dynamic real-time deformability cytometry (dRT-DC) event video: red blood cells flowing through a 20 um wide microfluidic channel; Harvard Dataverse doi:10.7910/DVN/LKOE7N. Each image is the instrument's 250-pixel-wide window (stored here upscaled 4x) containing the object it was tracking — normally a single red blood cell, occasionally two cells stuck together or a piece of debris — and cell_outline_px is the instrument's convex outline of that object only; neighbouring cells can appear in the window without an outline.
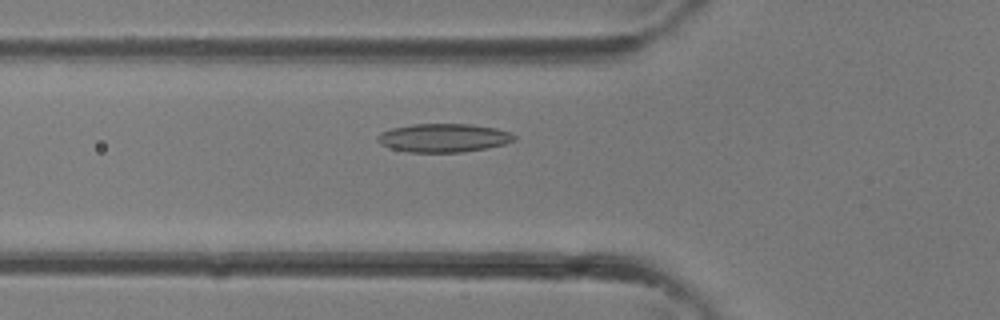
{"species": "common noctule bat (a hibernating species)", "species_latin": "Nyctalus noctula", "temperature_condition": "room temperature", "stored_images_in_passage": 30, "camera_frame_rate_fps": 3000, "um_per_image_px": 0.085, "animal": {"sex": "female"}, "frame": {"image": 1, "passage_image": 7, "time_ms": 2.0, "image_size_px": [1000, 320], "cell_outline_px": [[516, 140], [504, 144], [464, 152], [408, 152], [392, 148], [380, 144], [376, 140], [376, 136], [380, 132], [392, 128], [412, 124], [472, 124], [496, 128], [508, 132], [516, 136]], "centroid_in_image_um": [37.68, 11.71], "position_along_channel_um": 88.1, "area_um2": 22.72}}
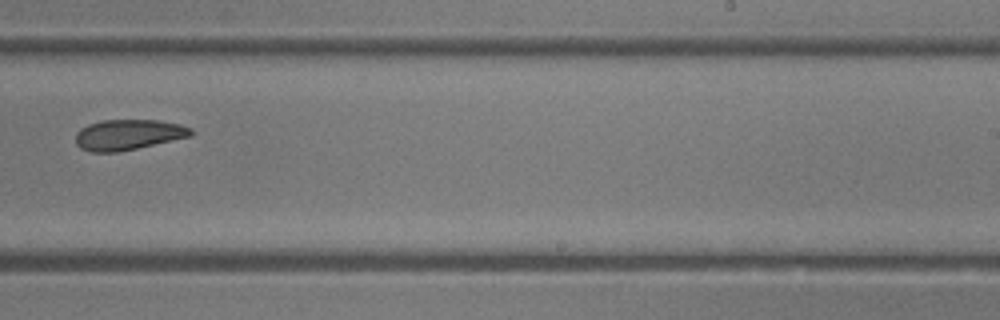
{"frame": {"image": 2, "passage_image": 17, "time_ms": 5.333, "image_size_px": [1000, 320], "cell_outline_px": [[192, 136], [136, 148], [116, 152], [92, 152], [80, 148], [76, 144], [76, 132], [80, 128], [88, 124], [104, 120], [160, 120], [180, 124], [192, 128]], "centroid_in_image_um": [10.89, 11.44], "position_along_channel_um": 278.1, "area_um2": 20.46}}
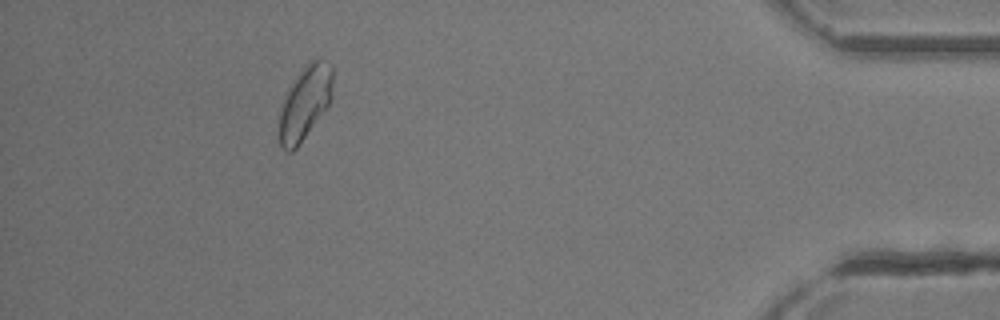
{"frame": {"image": 3, "passage_image": 27, "time_ms": 8.667, "image_size_px": [1000, 320], "cell_outline_px": [[332, 96], [328, 104], [300, 144], [292, 152], [288, 152], [280, 148], [276, 132], [276, 128], [280, 104], [288, 88], [304, 64], [308, 60], [316, 56], [320, 56], [332, 64]], "centroid_in_image_um": [25.85, 8.72], "position_along_channel_um": 409.3, "area_um2": 23.99}}